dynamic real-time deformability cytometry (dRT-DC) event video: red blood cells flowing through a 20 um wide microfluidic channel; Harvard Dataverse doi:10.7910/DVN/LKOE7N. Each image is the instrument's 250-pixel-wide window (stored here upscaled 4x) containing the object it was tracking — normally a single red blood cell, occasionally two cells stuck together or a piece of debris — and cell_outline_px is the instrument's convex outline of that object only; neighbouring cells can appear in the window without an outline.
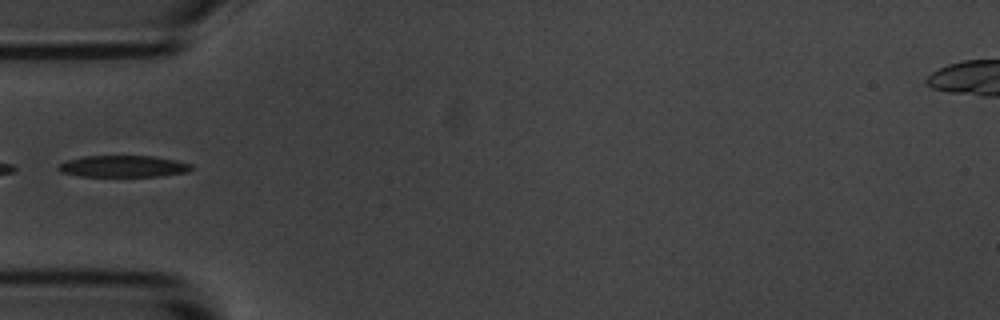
{"species": "common noctule bat (a hibernating species)", "species_latin": "Nyctalus noctula", "temperature_condition": "room temperature", "stored_images_in_passage": 6, "camera_frame_rate_fps": 3000, "um_per_image_px": 0.085, "animal": {"sex": "male", "body_mass_g": 20.1, "forearm_length_mm": 53.5}, "frame": {"image": 1, "passage_image": 5, "time_ms": 4.667, "image_size_px": [1000, 320], "cell_outline_px": [[192, 168], [188, 172], [160, 176], [80, 176], [60, 172], [56, 168], [60, 164], [68, 160], [84, 156], [152, 156], [176, 160], [192, 164]], "centroid_in_image_um": [10.48, 14.14], "position_along_channel_um": 74.5, "area_um2": 16.7}}
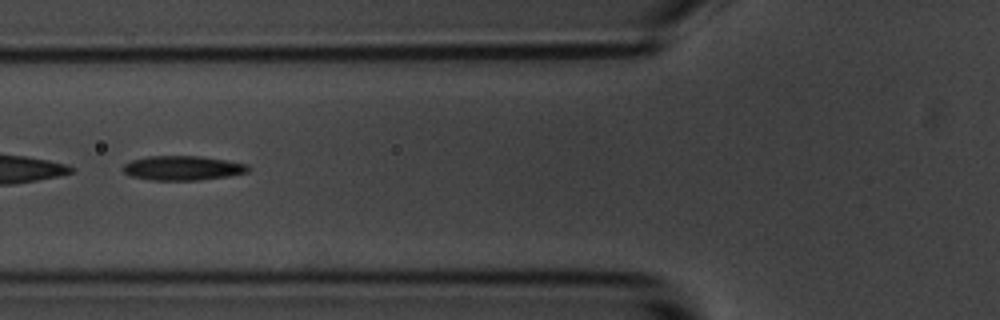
{"frame": {"image": 2, "passage_image": 6, "time_ms": 5.667, "image_size_px": [1000, 320], "cell_outline_px": [[252, 168], [248, 172], [228, 176], [196, 180], [152, 180], [132, 176], [124, 172], [124, 164], [132, 160], [148, 156], [200, 156], [248, 164]], "centroid_in_image_um": [15.56, 14.28], "position_along_channel_um": 110.2, "area_um2": 17.69}}